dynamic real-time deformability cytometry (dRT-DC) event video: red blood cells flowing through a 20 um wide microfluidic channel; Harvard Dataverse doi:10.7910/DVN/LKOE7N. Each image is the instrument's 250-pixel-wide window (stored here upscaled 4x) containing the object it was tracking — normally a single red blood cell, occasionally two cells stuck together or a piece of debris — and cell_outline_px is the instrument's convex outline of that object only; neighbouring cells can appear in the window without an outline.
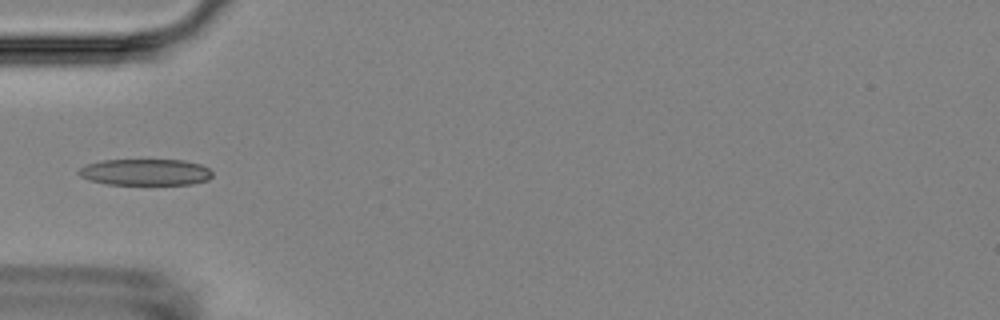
{"species": "Egyptian fruit bat (a non-hibernating species)", "species_latin": "Rousettus aegyptiacus", "temperature_condition": "room temperature", "stored_images_in_passage": 7, "camera_frame_rate_fps": 3000, "um_per_image_px": 0.085, "animal": {"sex": "female"}, "frame": {"image": 1, "passage_image": 5, "time_ms": 4.667, "image_size_px": [1000, 320], "cell_outline_px": [[212, 176], [208, 180], [192, 184], [108, 184], [88, 180], [80, 176], [76, 172], [84, 164], [100, 160], [184, 160], [200, 164], [208, 168], [212, 172]], "centroid_in_image_um": [12.32, 14.63], "position_along_channel_um": 72.7, "area_um2": 20.69}}
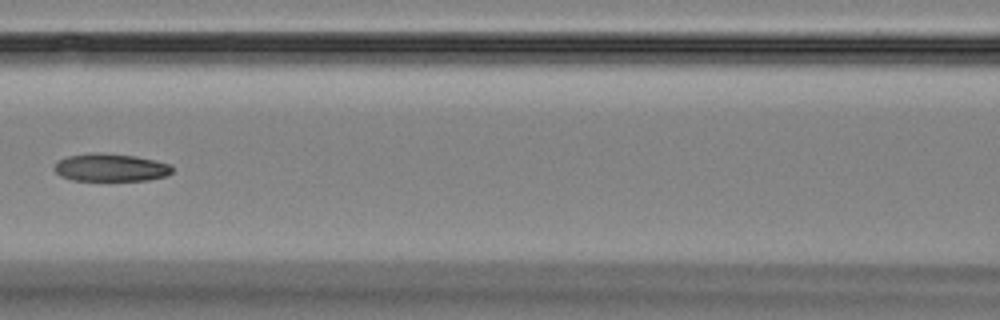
{"frame": {"image": 2, "passage_image": 7, "time_ms": 7.0, "image_size_px": [1000, 320], "cell_outline_px": [[172, 172], [168, 176], [148, 180], [72, 180], [60, 176], [52, 168], [60, 160], [68, 156], [88, 152], [100, 152], [136, 156], [172, 164]], "centroid_in_image_um": [9.42, 14.23], "position_along_channel_um": 157.2, "area_um2": 19.25}}